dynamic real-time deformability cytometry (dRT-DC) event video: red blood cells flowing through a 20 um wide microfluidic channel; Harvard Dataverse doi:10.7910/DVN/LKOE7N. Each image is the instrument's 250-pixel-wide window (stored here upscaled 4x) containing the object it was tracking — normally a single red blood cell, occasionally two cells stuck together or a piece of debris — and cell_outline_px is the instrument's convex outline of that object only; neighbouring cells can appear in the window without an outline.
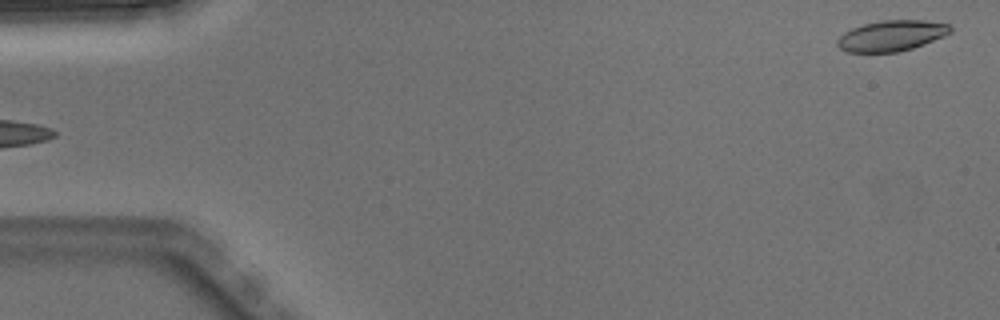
{"species": "Egyptian fruit bat (a non-hibernating species)", "species_latin": "Rousettus aegyptiacus", "temperature_condition": "warm", "stored_images_in_passage": 5, "segment_of_instrument_passage": [2, 2], "camera_frame_rate_fps": 3000, "um_per_image_px": 0.085, "animal": {"sex": "male"}, "frame": {"image": 1, "passage_image": 5, "time_ms": 1.333, "image_size_px": [1000, 320], "cell_outline_px": [[952, 32], [944, 36], [924, 44], [912, 48], [896, 52], [848, 52], [840, 48], [836, 44], [836, 40], [844, 32], [852, 28], [864, 24], [880, 20], [924, 20], [948, 24], [952, 28]], "centroid_in_image_um": [75.77, 3.03], "position_along_channel_um": 9.2, "area_um2": 20.23}}